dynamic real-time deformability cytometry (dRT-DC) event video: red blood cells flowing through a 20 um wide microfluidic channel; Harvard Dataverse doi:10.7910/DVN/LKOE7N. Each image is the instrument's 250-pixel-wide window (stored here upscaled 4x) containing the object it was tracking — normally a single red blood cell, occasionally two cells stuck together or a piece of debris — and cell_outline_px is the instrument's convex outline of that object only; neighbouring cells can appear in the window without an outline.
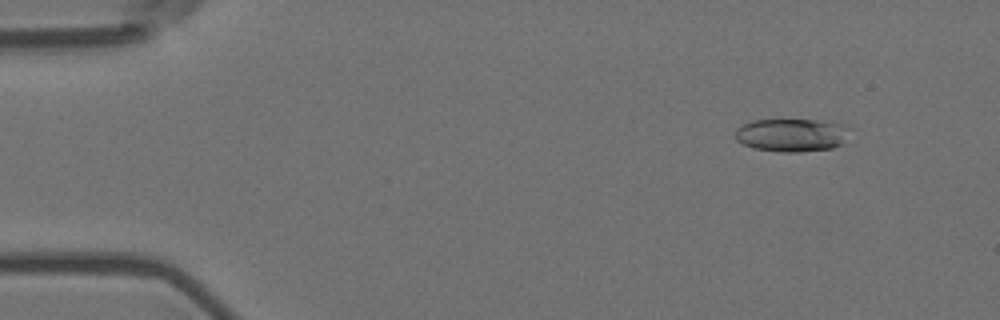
{"species": "Egyptian fruit bat (a non-hibernating species)", "species_latin": "Rousettus aegyptiacus", "temperature_condition": "room temperature", "stored_images_in_passage": 5, "camera_frame_rate_fps": 3000, "um_per_image_px": 0.085, "animal": {"sex": "female"}, "frame": {"image": 1, "passage_image": 1, "time_ms": 0.0, "image_size_px": [1000, 320], "cell_outline_px": [[852, 128], [844, 144], [832, 148], [800, 152], [780, 152], [752, 148], [736, 140], [736, 128], [752, 120], [816, 120], [844, 124]], "centroid_in_image_um": [67.35, 11.48], "position_along_channel_um": 17.6, "area_um2": 22.37}}
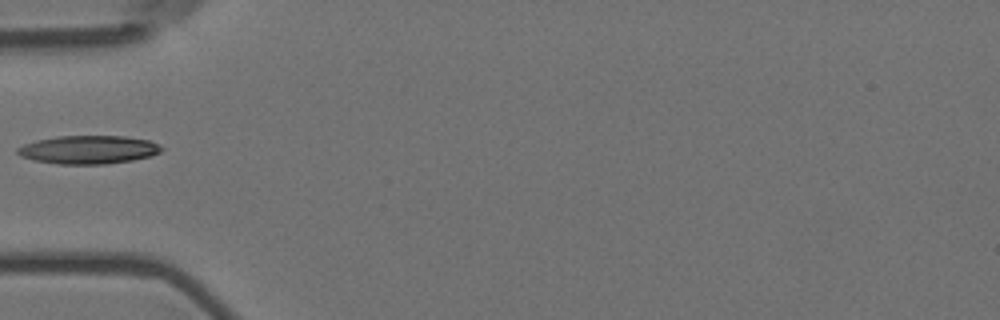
{"frame": {"image": 2, "passage_image": 4, "time_ms": 1.0, "image_size_px": [1000, 320], "cell_outline_px": [[164, 148], [160, 152], [148, 156], [132, 160], [104, 164], [56, 164], [36, 160], [20, 156], [16, 152], [16, 148], [24, 144], [36, 140], [56, 136], [124, 136], [148, 140], [160, 144]], "centroid_in_image_um": [7.5, 12.71], "position_along_channel_um": 77.5, "area_um2": 23.76}}
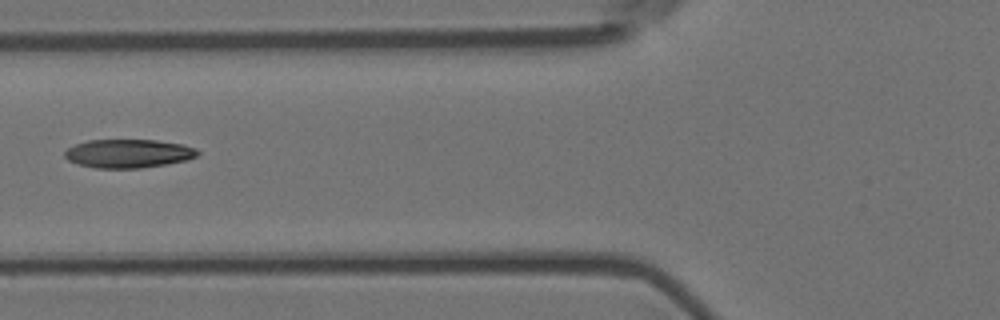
{"frame": {"image": 3, "passage_image": 5, "time_ms": 1.333, "image_size_px": [1000, 320], "cell_outline_px": [[200, 152], [196, 156], [188, 160], [140, 168], [96, 168], [76, 164], [68, 160], [64, 156], [64, 152], [68, 148], [76, 144], [88, 140], [156, 140], [184, 144], [196, 148]], "centroid_in_image_um": [10.91, 13.04], "position_along_channel_um": 114.9, "area_um2": 22.2}}